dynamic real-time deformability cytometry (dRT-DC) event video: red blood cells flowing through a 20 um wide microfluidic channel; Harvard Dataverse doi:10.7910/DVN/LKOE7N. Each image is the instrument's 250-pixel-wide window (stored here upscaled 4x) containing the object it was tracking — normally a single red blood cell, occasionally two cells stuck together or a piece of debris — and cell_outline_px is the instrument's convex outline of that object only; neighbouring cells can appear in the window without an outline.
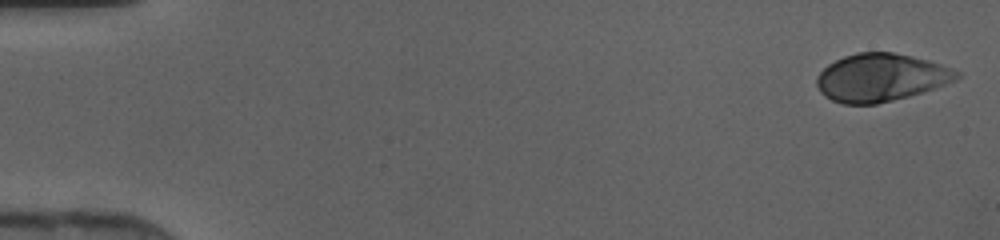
{"species": "human", "species_latin": "Homo sapiens", "temperature_condition": "cold", "stored_images_in_passage": 45, "camera_frame_rate_fps": 3000, "um_per_image_px": 0.085, "donor": {"sex": "female"}, "frame": {"image": 1, "passage_image": 1, "time_ms": 0.0, "image_size_px": [1000, 240], "cell_outline_px": [[960, 76], [956, 80], [908, 96], [876, 104], [844, 104], [832, 100], [824, 96], [820, 92], [816, 84], [816, 76], [828, 64], [844, 56], [856, 52], [892, 52], [912, 56], [928, 60], [940, 64], [960, 72]], "centroid_in_image_um": [74.82, 6.58], "position_along_channel_um": 10.2, "area_um2": 38.78}}
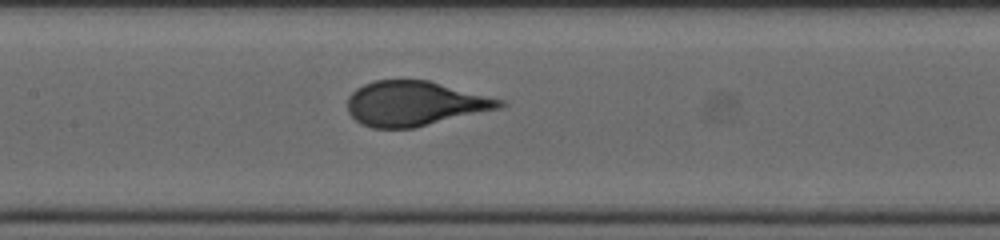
{"frame": {"image": 2, "passage_image": 22, "time_ms": 7.0, "image_size_px": [1000, 240], "cell_outline_px": [[508, 104], [504, 108], [416, 128], [372, 128], [360, 124], [348, 112], [348, 96], [356, 88], [364, 84], [376, 80], [428, 80], [504, 100]], "centroid_in_image_um": [35.3, 8.82], "position_along_channel_um": 172.1, "area_um2": 40.11}}
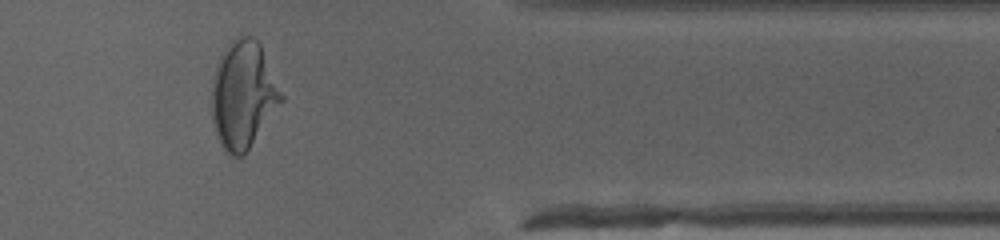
{"frame": {"image": 3, "passage_image": 38, "time_ms": 12.333, "image_size_px": [1000, 240], "cell_outline_px": [[284, 100], [244, 156], [232, 156], [224, 148], [216, 132], [212, 120], [212, 80], [216, 64], [220, 56], [228, 44], [232, 40], [244, 36], [252, 36], [260, 44], [284, 96]], "centroid_in_image_um": [20.68, 8.07], "position_along_channel_um": 390.7, "area_um2": 43.29}}